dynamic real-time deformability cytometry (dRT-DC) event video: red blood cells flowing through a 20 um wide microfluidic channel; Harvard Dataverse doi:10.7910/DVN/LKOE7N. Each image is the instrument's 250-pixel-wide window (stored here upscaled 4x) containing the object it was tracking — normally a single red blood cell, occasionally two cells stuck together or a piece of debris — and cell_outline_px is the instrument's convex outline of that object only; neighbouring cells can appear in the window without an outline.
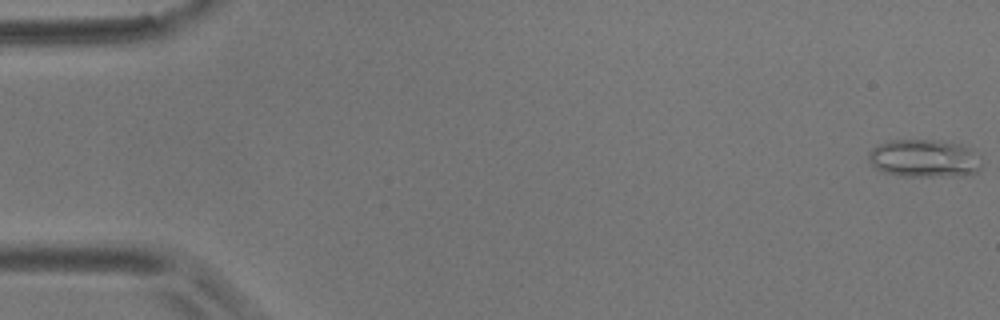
{"species": "common noctule bat (a hibernating species)", "species_latin": "Nyctalus noctula", "temperature_condition": "room temperature", "stored_images_in_passage": 57, "camera_frame_rate_fps": 3000, "um_per_image_px": 0.085, "animal": {"sex": "male", "body_mass_g": 17.9}, "frame": {"image": 1, "passage_image": 1, "time_ms": 0.0, "image_size_px": [1000, 320], "cell_outline_px": [[980, 168], [972, 176], [904, 176], [884, 172], [876, 168], [868, 160], [868, 152], [872, 148], [880, 144], [892, 140], [940, 140], [960, 144], [972, 148], [980, 164]], "centroid_in_image_um": [78.57, 13.47], "position_along_channel_um": 6.4, "area_um2": 25.03}}
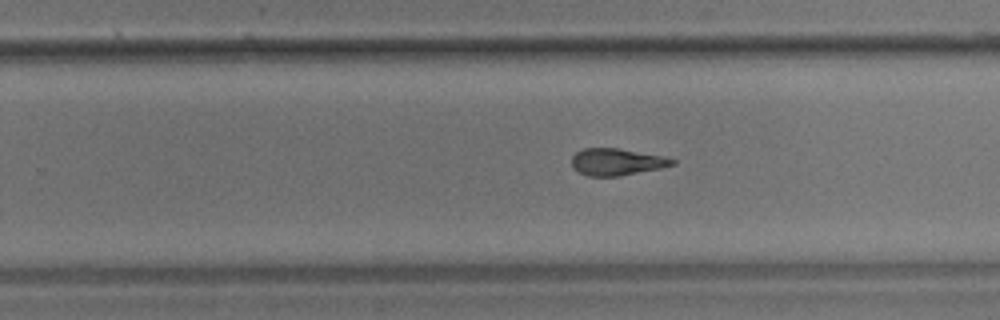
{"frame": {"image": 2, "passage_image": 36, "time_ms": 11.667, "image_size_px": [1000, 320], "cell_outline_px": [[676, 164], [660, 168], [620, 176], [588, 176], [572, 168], [572, 156], [576, 152], [584, 148], [620, 148], [664, 156], [676, 160]], "centroid_in_image_um": [52.42, 13.75], "position_along_channel_um": 277.4, "area_um2": 15.84}}
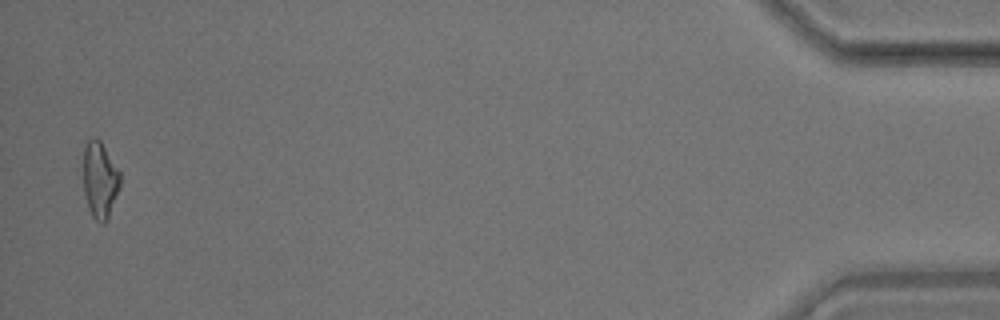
{"frame": {"image": 3, "passage_image": 56, "time_ms": 18.333, "image_size_px": [1000, 320], "cell_outline_px": [[120, 184], [108, 216], [104, 224], [100, 224], [92, 216], [88, 208], [84, 192], [84, 148], [88, 140], [92, 136], [96, 136], [100, 140], [120, 172]], "centroid_in_image_um": [8.47, 15.27], "position_along_channel_um": 426.7, "area_um2": 16.18}, "authors_computed_cell_mechanics": {"area_um2": 16.5308, "velocity_mm_per_s": 3.556, "shape_relaxation_time_tau1_ms": null, "shape_relaxation_time_tau2_ms": 3.0847, "deformation_change_tau1": null, "deformation_change_tau2": 0.1217}}